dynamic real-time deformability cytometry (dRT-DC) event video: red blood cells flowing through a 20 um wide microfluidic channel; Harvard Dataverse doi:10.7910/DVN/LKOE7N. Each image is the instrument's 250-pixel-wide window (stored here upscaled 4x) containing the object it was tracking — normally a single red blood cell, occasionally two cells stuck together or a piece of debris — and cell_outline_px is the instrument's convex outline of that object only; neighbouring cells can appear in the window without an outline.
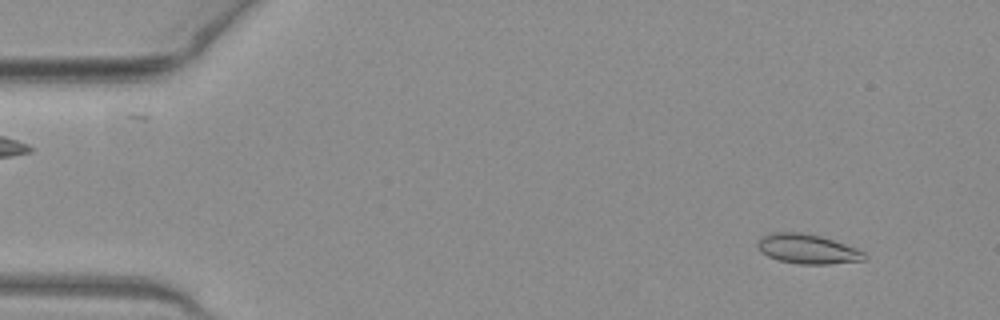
{"species": "common noctule bat (a hibernating species)", "species_latin": "Nyctalus noctula", "temperature_condition": "warm", "stored_images_in_passage": 50, "camera_frame_rate_fps": 3000, "um_per_image_px": 0.085, "animal": {"sex": "female", "body_mass_g": 19.3, "forearm_length_mm": 54.1}, "frame": {"image": 1, "passage_image": 4, "time_ms": 1.0, "image_size_px": [1000, 320], "cell_outline_px": [[868, 256], [864, 260], [828, 264], [800, 264], [780, 260], [768, 256], [760, 252], [756, 244], [760, 236], [768, 232], [804, 232], [820, 236], [856, 248], [864, 252]], "centroid_in_image_um": [68.59, 21.15], "position_along_channel_um": 16.4, "area_um2": 18.5}}
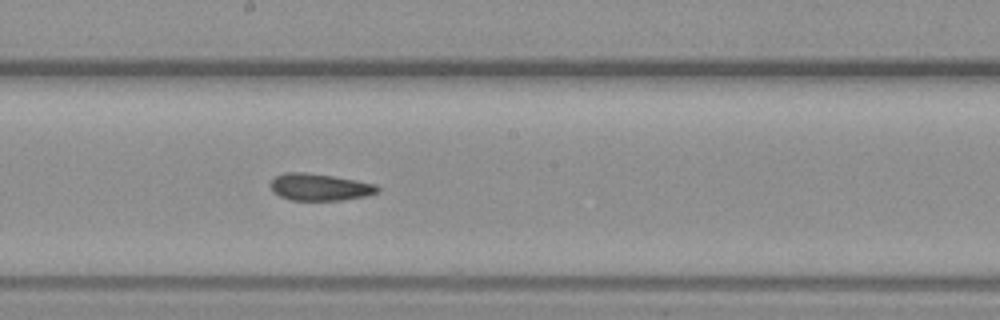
{"frame": {"image": 2, "passage_image": 27, "time_ms": 8.667, "image_size_px": [1000, 320], "cell_outline_px": [[380, 192], [368, 196], [340, 200], [288, 200], [272, 192], [268, 184], [276, 176], [284, 172], [304, 172], [332, 176], [356, 180], [376, 184], [380, 188]], "centroid_in_image_um": [27.16, 15.91], "position_along_channel_um": 221.0, "area_um2": 17.05}}
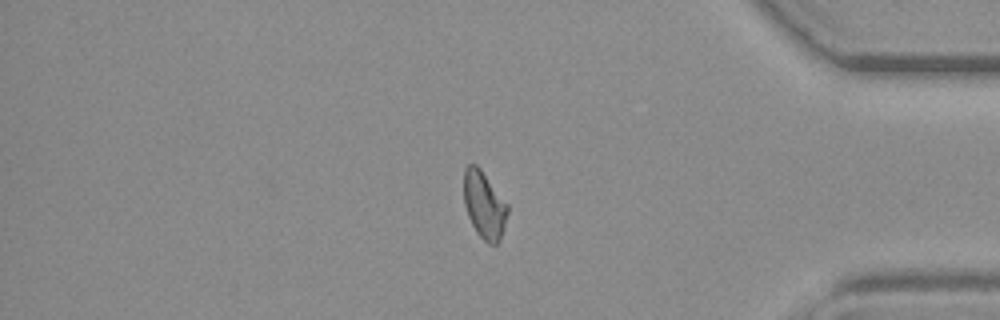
{"frame": {"image": 3, "passage_image": 42, "time_ms": 13.667, "image_size_px": [1000, 320], "cell_outline_px": [[508, 212], [500, 240], [496, 244], [488, 244], [476, 232], [468, 216], [464, 204], [464, 168], [468, 164], [476, 164], [480, 168], [508, 204]], "centroid_in_image_um": [41.15, 17.41], "position_along_channel_um": 394.0, "area_um2": 17.11}, "authors_computed_cell_mechanics": {"area_um2": 17.3978, "velocity_mm_per_s": 4.06, "shape_relaxation_time_tau1_ms": null, "shape_relaxation_time_tau2_ms": 4.3447, "deformation_change_tau1": null, "deformation_change_tau2": 0.1193}}